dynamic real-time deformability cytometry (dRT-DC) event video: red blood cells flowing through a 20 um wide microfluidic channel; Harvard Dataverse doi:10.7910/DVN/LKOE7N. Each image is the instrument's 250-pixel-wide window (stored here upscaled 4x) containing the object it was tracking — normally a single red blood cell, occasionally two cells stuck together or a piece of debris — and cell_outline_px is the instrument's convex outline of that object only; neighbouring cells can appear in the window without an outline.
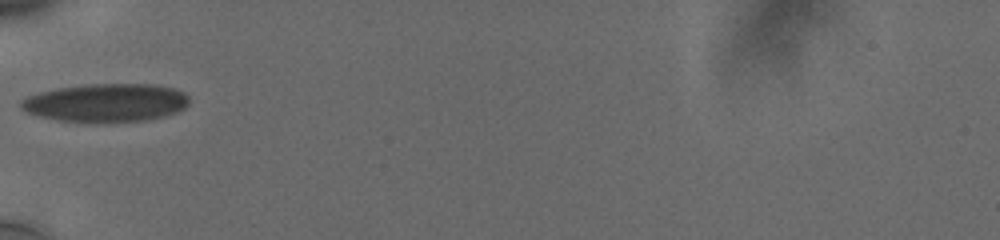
{"species": "human", "species_latin": "Homo sapiens", "temperature_condition": "cold", "stored_images_in_passage": 63, "camera_frame_rate_fps": 3000, "um_per_image_px": 0.085, "donor": {"sex": "male"}, "frame": {"image": 1, "passage_image": 1, "time_ms": 0.0, "image_size_px": [1000, 240], "cell_outline_px": [[188, 104], [184, 108], [176, 112], [164, 116], [144, 120], [60, 120], [40, 116], [28, 112], [20, 108], [20, 100], [28, 96], [40, 92], [60, 88], [92, 84], [152, 84], [172, 88], [184, 92], [188, 96]], "centroid_in_image_um": [9.03, 8.7], "position_along_channel_um": 76.0, "area_um2": 36.41}}
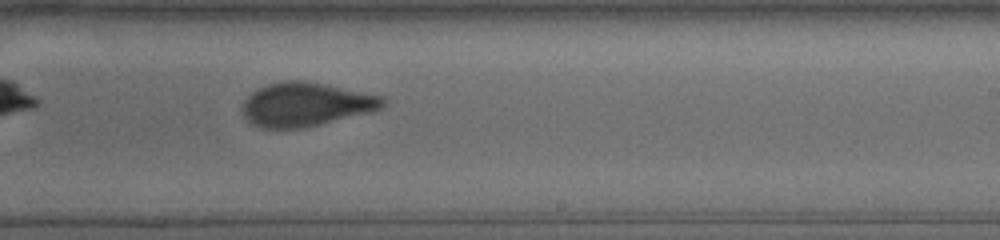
{"frame": {"image": 2, "passage_image": 33, "time_ms": 5.0, "image_size_px": [1000, 240], "cell_outline_px": [[388, 104], [372, 112], [304, 128], [260, 128], [252, 124], [244, 116], [244, 100], [252, 92], [268, 84], [292, 80], [304, 80], [384, 96], [388, 100]], "centroid_in_image_um": [26.05, 8.88], "position_along_channel_um": 262.9, "area_um2": 35.78}}
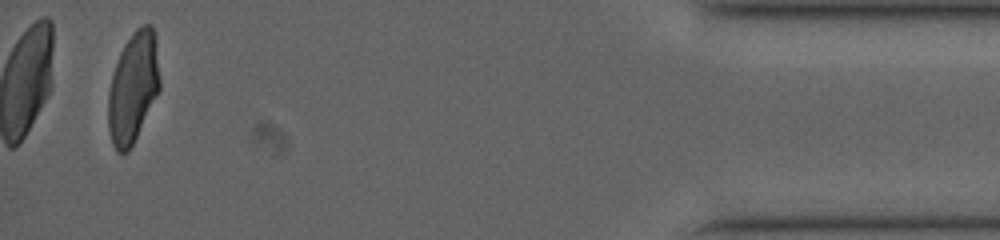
{"frame": {"image": 3, "passage_image": 58, "time_ms": 11.0, "image_size_px": [1000, 240], "cell_outline_px": [[160, 88], [128, 152], [116, 152], [112, 144], [108, 128], [108, 92], [112, 72], [120, 52], [124, 44], [132, 32], [140, 24], [152, 24], [160, 80]], "centroid_in_image_um": [11.28, 7.42], "position_along_channel_um": 423.9, "area_um2": 32.89}, "authors_computed_cell_mechanics": {"area_um2": 35.7782, "velocity_mm_per_s": 3.7678, "shape_relaxation_time_tau1_ms": null, "shape_relaxation_time_tau2_ms": 1.0673, "deformation_change_tau1": null, "deformation_change_tau2": 0.0652}}